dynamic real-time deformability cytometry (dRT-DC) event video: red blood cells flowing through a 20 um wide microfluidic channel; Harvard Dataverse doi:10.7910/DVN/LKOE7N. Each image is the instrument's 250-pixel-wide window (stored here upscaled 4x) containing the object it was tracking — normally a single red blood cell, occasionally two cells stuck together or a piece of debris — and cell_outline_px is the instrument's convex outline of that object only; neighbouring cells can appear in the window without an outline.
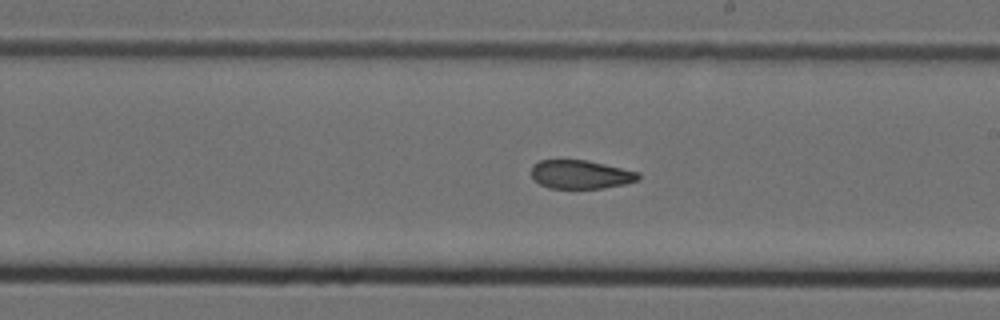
{"species": "Egyptian fruit bat (a non-hibernating species)", "species_latin": "Rousettus aegyptiacus", "temperature_condition": "cold", "stored_images_in_passage": 25, "camera_frame_rate_fps": 3000, "um_per_image_px": 0.085, "animal": {"sex": "female"}, "frame": {"image": 1, "passage_image": 24, "time_ms": 7.667, "image_size_px": [1000, 320], "cell_outline_px": [[640, 180], [624, 184], [604, 188], [548, 188], [532, 180], [532, 164], [540, 160], [588, 160], [640, 172]], "centroid_in_image_um": [49.36, 14.83], "position_along_channel_um": 239.6, "area_um2": 18.03}}